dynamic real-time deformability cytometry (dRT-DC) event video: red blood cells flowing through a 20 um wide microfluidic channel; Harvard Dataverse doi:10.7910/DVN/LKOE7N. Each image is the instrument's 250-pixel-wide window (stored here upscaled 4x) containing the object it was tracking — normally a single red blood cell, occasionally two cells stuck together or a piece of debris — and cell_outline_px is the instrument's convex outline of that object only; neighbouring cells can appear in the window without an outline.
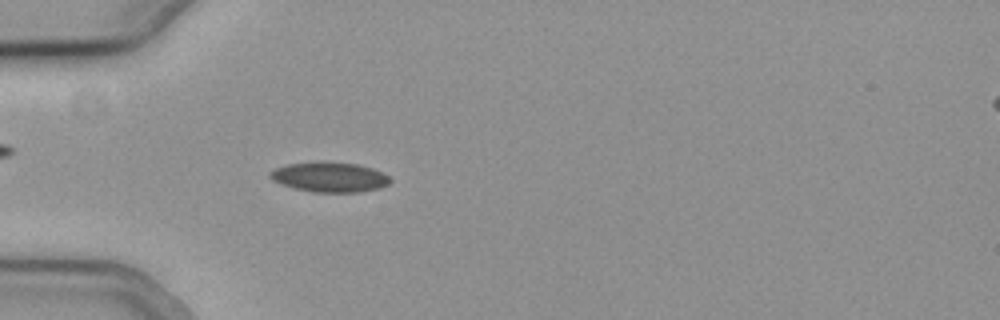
{"species": "common noctule bat (a hibernating species)", "species_latin": "Nyctalus noctula", "temperature_condition": "cold", "stored_images_in_passage": 55, "camera_frame_rate_fps": 3000, "um_per_image_px": 0.085, "animal": {"sex": "female", "body_mass_g": 19.3, "forearm_length_mm": 54.1}, "frame": {"image": 1, "passage_image": 17, "time_ms": 5.333, "image_size_px": [1000, 320], "cell_outline_px": [[392, 180], [388, 184], [380, 188], [360, 192], [312, 192], [280, 184], [272, 180], [268, 176], [268, 172], [276, 168], [288, 164], [316, 160], [324, 160], [360, 164], [372, 168], [388, 176]], "centroid_in_image_um": [27.99, 15.02], "position_along_channel_um": 57.0, "area_um2": 21.39}}
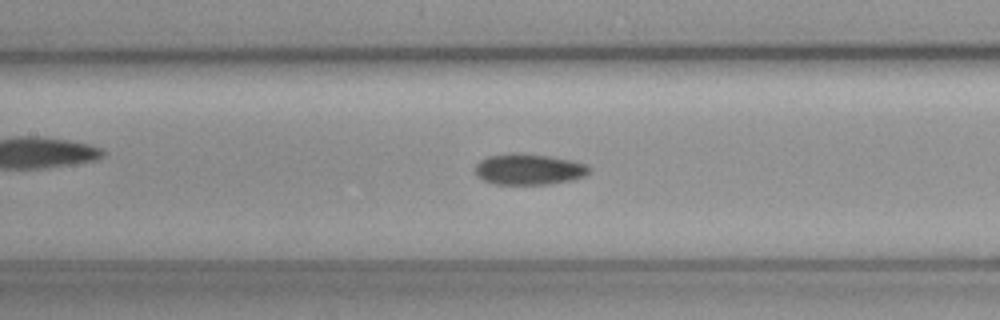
{"frame": {"image": 2, "passage_image": 26, "time_ms": 8.333, "image_size_px": [1000, 320], "cell_outline_px": [[592, 168], [584, 176], [572, 180], [548, 184], [492, 184], [476, 176], [476, 164], [480, 160], [488, 156], [516, 152], [548, 156], [572, 160], [588, 164]], "centroid_in_image_um": [44.96, 14.38], "position_along_channel_um": 162.4, "area_um2": 20.69}}
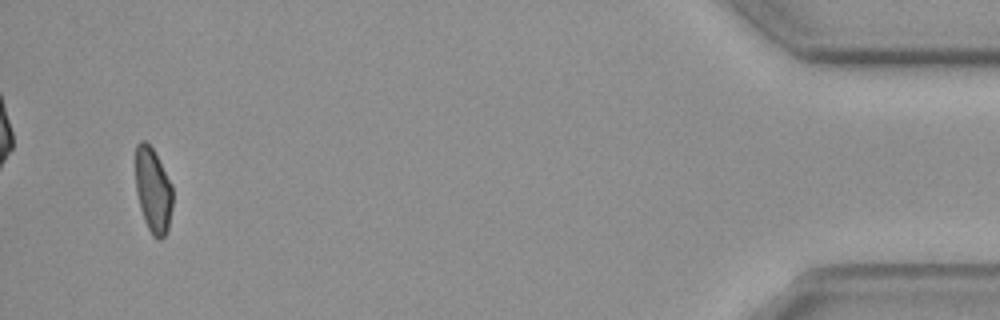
{"frame": {"image": 3, "passage_image": 53, "time_ms": 17.333, "image_size_px": [1000, 320], "cell_outline_px": [[172, 208], [168, 228], [164, 236], [160, 240], [156, 240], [152, 236], [144, 220], [140, 208], [136, 192], [136, 144], [140, 140], [144, 140], [152, 148], [172, 184]], "centroid_in_image_um": [13.01, 16.21], "position_along_channel_um": 422.2, "area_um2": 18.38}}